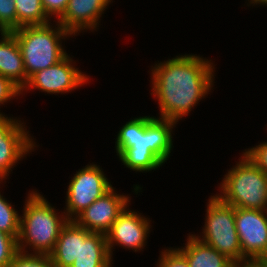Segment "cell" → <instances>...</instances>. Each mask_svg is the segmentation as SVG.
<instances>
[{"mask_svg": "<svg viewBox=\"0 0 267 267\" xmlns=\"http://www.w3.org/2000/svg\"><path fill=\"white\" fill-rule=\"evenodd\" d=\"M154 65V66H153ZM151 65L150 89L158 118L179 124L215 88V61L200 54H179ZM211 92V93H210Z\"/></svg>", "mask_w": 267, "mask_h": 267, "instance_id": "obj_1", "label": "cell"}, {"mask_svg": "<svg viewBox=\"0 0 267 267\" xmlns=\"http://www.w3.org/2000/svg\"><path fill=\"white\" fill-rule=\"evenodd\" d=\"M177 125L173 120L153 115L130 118L114 138L118 160L135 173L159 170L172 154Z\"/></svg>", "mask_w": 267, "mask_h": 267, "instance_id": "obj_2", "label": "cell"}, {"mask_svg": "<svg viewBox=\"0 0 267 267\" xmlns=\"http://www.w3.org/2000/svg\"><path fill=\"white\" fill-rule=\"evenodd\" d=\"M20 213L18 250L27 254L49 255L62 227L68 222L64 211L53 206L42 192L31 189Z\"/></svg>", "mask_w": 267, "mask_h": 267, "instance_id": "obj_3", "label": "cell"}, {"mask_svg": "<svg viewBox=\"0 0 267 267\" xmlns=\"http://www.w3.org/2000/svg\"><path fill=\"white\" fill-rule=\"evenodd\" d=\"M12 33L22 53L26 84L33 74L62 60L68 54L65 41L73 37L57 21L45 25L22 26Z\"/></svg>", "mask_w": 267, "mask_h": 267, "instance_id": "obj_4", "label": "cell"}, {"mask_svg": "<svg viewBox=\"0 0 267 267\" xmlns=\"http://www.w3.org/2000/svg\"><path fill=\"white\" fill-rule=\"evenodd\" d=\"M235 165L223 175L215 194L235 208L267 210V173L243 151Z\"/></svg>", "mask_w": 267, "mask_h": 267, "instance_id": "obj_5", "label": "cell"}, {"mask_svg": "<svg viewBox=\"0 0 267 267\" xmlns=\"http://www.w3.org/2000/svg\"><path fill=\"white\" fill-rule=\"evenodd\" d=\"M207 201L203 228L200 234L192 233L233 263L245 261L235 227V207L223 203L212 193Z\"/></svg>", "mask_w": 267, "mask_h": 267, "instance_id": "obj_6", "label": "cell"}, {"mask_svg": "<svg viewBox=\"0 0 267 267\" xmlns=\"http://www.w3.org/2000/svg\"><path fill=\"white\" fill-rule=\"evenodd\" d=\"M70 178L63 207L68 220H74L113 187L103 168L95 162L76 170Z\"/></svg>", "mask_w": 267, "mask_h": 267, "instance_id": "obj_7", "label": "cell"}, {"mask_svg": "<svg viewBox=\"0 0 267 267\" xmlns=\"http://www.w3.org/2000/svg\"><path fill=\"white\" fill-rule=\"evenodd\" d=\"M8 115L0 116V182H7L12 169L39 147L23 118Z\"/></svg>", "mask_w": 267, "mask_h": 267, "instance_id": "obj_8", "label": "cell"}, {"mask_svg": "<svg viewBox=\"0 0 267 267\" xmlns=\"http://www.w3.org/2000/svg\"><path fill=\"white\" fill-rule=\"evenodd\" d=\"M74 56L67 54L57 64L33 74L21 91V96L29 91L44 94H68L90 83V76L77 67Z\"/></svg>", "mask_w": 267, "mask_h": 267, "instance_id": "obj_9", "label": "cell"}, {"mask_svg": "<svg viewBox=\"0 0 267 267\" xmlns=\"http://www.w3.org/2000/svg\"><path fill=\"white\" fill-rule=\"evenodd\" d=\"M128 205L106 233L107 246L112 260L115 246L132 252H142L147 246L152 220ZM144 249V250H143Z\"/></svg>", "mask_w": 267, "mask_h": 267, "instance_id": "obj_10", "label": "cell"}, {"mask_svg": "<svg viewBox=\"0 0 267 267\" xmlns=\"http://www.w3.org/2000/svg\"><path fill=\"white\" fill-rule=\"evenodd\" d=\"M235 227L245 260L267 255V210L235 208Z\"/></svg>", "mask_w": 267, "mask_h": 267, "instance_id": "obj_11", "label": "cell"}, {"mask_svg": "<svg viewBox=\"0 0 267 267\" xmlns=\"http://www.w3.org/2000/svg\"><path fill=\"white\" fill-rule=\"evenodd\" d=\"M115 189L112 187L102 197L96 199L74 221L90 232L106 234L123 210L131 205V195L120 194Z\"/></svg>", "mask_w": 267, "mask_h": 267, "instance_id": "obj_12", "label": "cell"}, {"mask_svg": "<svg viewBox=\"0 0 267 267\" xmlns=\"http://www.w3.org/2000/svg\"><path fill=\"white\" fill-rule=\"evenodd\" d=\"M114 0H69L57 22L73 37L85 32H96L101 18ZM100 25V26H99Z\"/></svg>", "mask_w": 267, "mask_h": 267, "instance_id": "obj_13", "label": "cell"}, {"mask_svg": "<svg viewBox=\"0 0 267 267\" xmlns=\"http://www.w3.org/2000/svg\"><path fill=\"white\" fill-rule=\"evenodd\" d=\"M89 233L74 220H68L60 231L54 250L49 254L54 266L70 267L79 256L80 240H85Z\"/></svg>", "mask_w": 267, "mask_h": 267, "instance_id": "obj_14", "label": "cell"}, {"mask_svg": "<svg viewBox=\"0 0 267 267\" xmlns=\"http://www.w3.org/2000/svg\"><path fill=\"white\" fill-rule=\"evenodd\" d=\"M0 75L21 91L26 86V71L22 53L13 33L0 32Z\"/></svg>", "mask_w": 267, "mask_h": 267, "instance_id": "obj_15", "label": "cell"}, {"mask_svg": "<svg viewBox=\"0 0 267 267\" xmlns=\"http://www.w3.org/2000/svg\"><path fill=\"white\" fill-rule=\"evenodd\" d=\"M186 243L176 248L186 257L189 267H232L233 262L210 245L192 234H187Z\"/></svg>", "mask_w": 267, "mask_h": 267, "instance_id": "obj_16", "label": "cell"}, {"mask_svg": "<svg viewBox=\"0 0 267 267\" xmlns=\"http://www.w3.org/2000/svg\"><path fill=\"white\" fill-rule=\"evenodd\" d=\"M106 234L90 232L85 240H80L79 256L70 267H113Z\"/></svg>", "mask_w": 267, "mask_h": 267, "instance_id": "obj_17", "label": "cell"}, {"mask_svg": "<svg viewBox=\"0 0 267 267\" xmlns=\"http://www.w3.org/2000/svg\"><path fill=\"white\" fill-rule=\"evenodd\" d=\"M17 30L22 26L45 25L52 20L47 16L41 0H14Z\"/></svg>", "mask_w": 267, "mask_h": 267, "instance_id": "obj_18", "label": "cell"}, {"mask_svg": "<svg viewBox=\"0 0 267 267\" xmlns=\"http://www.w3.org/2000/svg\"><path fill=\"white\" fill-rule=\"evenodd\" d=\"M3 184L6 182H0V188L2 191ZM2 185V187H1ZM0 191V231L18 238L19 235V224H20V214L19 210L15 208Z\"/></svg>", "mask_w": 267, "mask_h": 267, "instance_id": "obj_19", "label": "cell"}, {"mask_svg": "<svg viewBox=\"0 0 267 267\" xmlns=\"http://www.w3.org/2000/svg\"><path fill=\"white\" fill-rule=\"evenodd\" d=\"M8 267H55L50 255L18 252Z\"/></svg>", "mask_w": 267, "mask_h": 267, "instance_id": "obj_20", "label": "cell"}, {"mask_svg": "<svg viewBox=\"0 0 267 267\" xmlns=\"http://www.w3.org/2000/svg\"><path fill=\"white\" fill-rule=\"evenodd\" d=\"M17 30V14L14 0H0V32Z\"/></svg>", "mask_w": 267, "mask_h": 267, "instance_id": "obj_21", "label": "cell"}, {"mask_svg": "<svg viewBox=\"0 0 267 267\" xmlns=\"http://www.w3.org/2000/svg\"><path fill=\"white\" fill-rule=\"evenodd\" d=\"M155 267H189V265L186 257L175 246L161 250Z\"/></svg>", "mask_w": 267, "mask_h": 267, "instance_id": "obj_22", "label": "cell"}, {"mask_svg": "<svg viewBox=\"0 0 267 267\" xmlns=\"http://www.w3.org/2000/svg\"><path fill=\"white\" fill-rule=\"evenodd\" d=\"M18 252L17 239L0 231V267H8Z\"/></svg>", "mask_w": 267, "mask_h": 267, "instance_id": "obj_23", "label": "cell"}, {"mask_svg": "<svg viewBox=\"0 0 267 267\" xmlns=\"http://www.w3.org/2000/svg\"><path fill=\"white\" fill-rule=\"evenodd\" d=\"M21 98V90L13 84L9 79L4 77L3 75H0V109L5 107V105H8L9 103H12V100H15L18 98ZM0 110V116L1 115H7L4 112H1Z\"/></svg>", "mask_w": 267, "mask_h": 267, "instance_id": "obj_24", "label": "cell"}, {"mask_svg": "<svg viewBox=\"0 0 267 267\" xmlns=\"http://www.w3.org/2000/svg\"><path fill=\"white\" fill-rule=\"evenodd\" d=\"M267 127V125H265ZM246 148L243 152L265 173H267V140Z\"/></svg>", "mask_w": 267, "mask_h": 267, "instance_id": "obj_25", "label": "cell"}, {"mask_svg": "<svg viewBox=\"0 0 267 267\" xmlns=\"http://www.w3.org/2000/svg\"><path fill=\"white\" fill-rule=\"evenodd\" d=\"M41 1L47 16L52 21H57L66 10L69 0H41Z\"/></svg>", "mask_w": 267, "mask_h": 267, "instance_id": "obj_26", "label": "cell"}, {"mask_svg": "<svg viewBox=\"0 0 267 267\" xmlns=\"http://www.w3.org/2000/svg\"><path fill=\"white\" fill-rule=\"evenodd\" d=\"M232 267H265L264 264L259 260H245L240 263H233Z\"/></svg>", "mask_w": 267, "mask_h": 267, "instance_id": "obj_27", "label": "cell"}, {"mask_svg": "<svg viewBox=\"0 0 267 267\" xmlns=\"http://www.w3.org/2000/svg\"><path fill=\"white\" fill-rule=\"evenodd\" d=\"M245 1H246L245 3H247L246 6H248V7H250V6H252V8L254 6L256 8H258L259 6L267 7V0H245Z\"/></svg>", "mask_w": 267, "mask_h": 267, "instance_id": "obj_28", "label": "cell"}, {"mask_svg": "<svg viewBox=\"0 0 267 267\" xmlns=\"http://www.w3.org/2000/svg\"><path fill=\"white\" fill-rule=\"evenodd\" d=\"M259 260L264 264L265 267H267V255H265L264 257L260 258Z\"/></svg>", "mask_w": 267, "mask_h": 267, "instance_id": "obj_29", "label": "cell"}]
</instances>
